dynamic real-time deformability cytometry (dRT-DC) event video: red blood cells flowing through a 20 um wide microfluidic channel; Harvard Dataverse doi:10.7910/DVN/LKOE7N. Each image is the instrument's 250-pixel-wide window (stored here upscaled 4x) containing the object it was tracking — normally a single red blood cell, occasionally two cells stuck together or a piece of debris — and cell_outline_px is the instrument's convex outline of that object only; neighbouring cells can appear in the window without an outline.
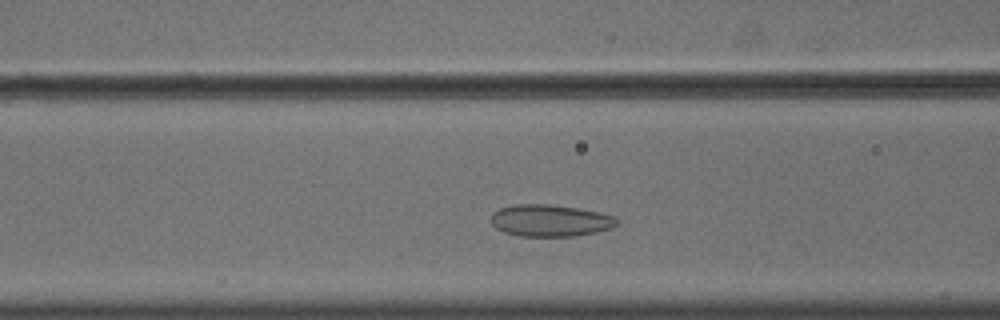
{"species": "common noctule bat (a hibernating species)", "species_latin": "Nyctalus noctula", "temperature_condition": "cold", "stored_images_in_passage": 38, "camera_frame_rate_fps": 3000, "um_per_image_px": 0.085, "animal": {"sex": "male", "body_mass_g": 18.8}, "frame": {"image": 1, "passage_image": 12, "time_ms": 3.667, "image_size_px": [1000, 320], "cell_outline_px": [[620, 220], [612, 228], [596, 232], [572, 236], [520, 236], [504, 232], [496, 228], [492, 224], [492, 212], [500, 208], [512, 204], [548, 204], [580, 208], [600, 212], [616, 216]], "centroid_in_image_um": [46.79, 18.73], "position_along_channel_um": 119.8, "area_um2": 23.58}}
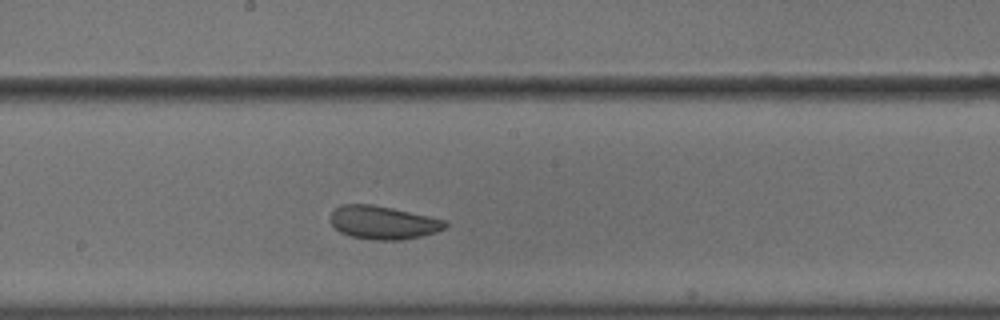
{"frame": {"image": 2, "passage_image": 20, "time_ms": 6.333, "image_size_px": [1000, 320], "cell_outline_px": [[448, 224], [444, 228], [436, 232], [420, 236], [400, 240], [372, 240], [348, 236], [340, 232], [328, 220], [328, 216], [336, 208], [344, 204], [372, 204], [392, 208], [428, 216], [444, 220]], "centroid_in_image_um": [32.51, 18.92], "position_along_channel_um": 215.7, "area_um2": 22.25}}
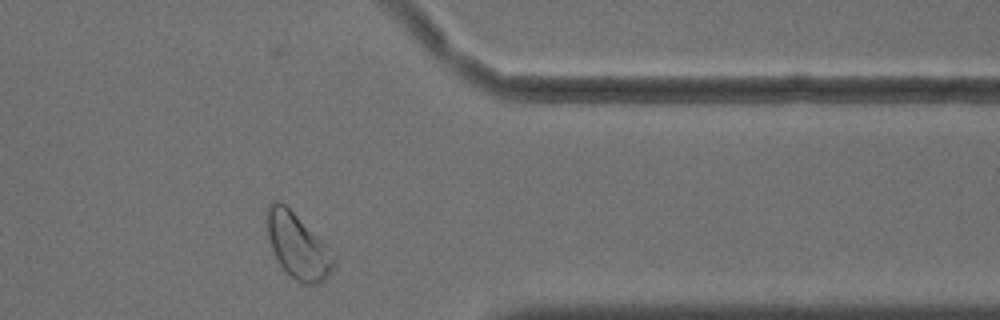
{"frame": {"image": 3, "passage_image": 35, "time_ms": 11.333, "image_size_px": [1000, 320], "cell_outline_px": [[336, 264], [328, 276], [320, 284], [304, 284], [296, 280], [280, 264], [268, 240], [268, 208], [272, 200], [280, 200], [324, 240], [332, 248], [336, 256]], "centroid_in_image_um": [25.38, 20.91], "position_along_channel_um": 386.0, "area_um2": 25.43}, "authors_computed_cell_mechanics": {"area_um2": 22.7154, "velocity_mm_per_s": 3.5901, "shape_relaxation_time_tau1_ms": 4.4345, "shape_relaxation_time_tau2_ms": 1.2709, "deformation_change_tau1": 0.0546, "deformation_change_tau2": 0.0501}}